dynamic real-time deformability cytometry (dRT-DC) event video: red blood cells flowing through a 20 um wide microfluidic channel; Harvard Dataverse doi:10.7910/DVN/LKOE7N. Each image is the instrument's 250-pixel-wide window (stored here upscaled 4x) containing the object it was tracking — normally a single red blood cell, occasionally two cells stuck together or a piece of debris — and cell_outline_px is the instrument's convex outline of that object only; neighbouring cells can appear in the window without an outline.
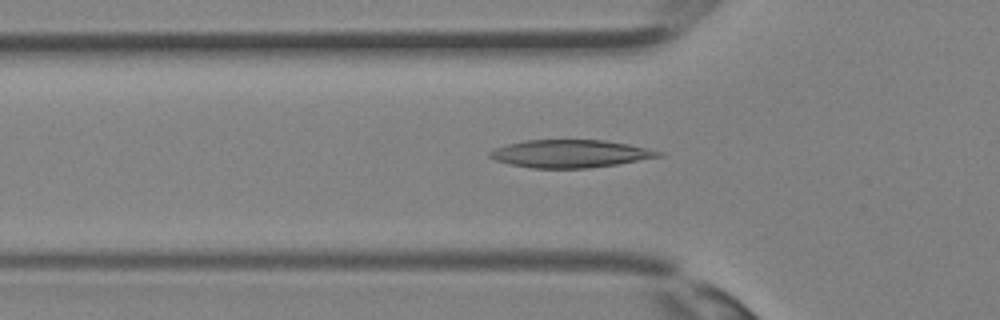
{"species": "Egyptian fruit bat (a non-hibernating species)", "species_latin": "Rousettus aegyptiacus", "temperature_condition": "room temperature", "stored_images_in_passage": 35, "camera_frame_rate_fps": 3000, "um_per_image_px": 0.085, "animal": {"sex": "female"}, "frame": {"image": 1, "passage_image": 12, "time_ms": 3.667, "image_size_px": [1000, 320], "cell_outline_px": [[664, 156], [616, 164], [588, 168], [532, 168], [512, 164], [496, 160], [488, 156], [488, 152], [496, 148], [508, 144], [524, 140], [604, 140], [628, 144], [664, 152]], "centroid_in_image_um": [48.49, 13.06], "position_along_channel_um": 77.3, "area_um2": 27.11}}
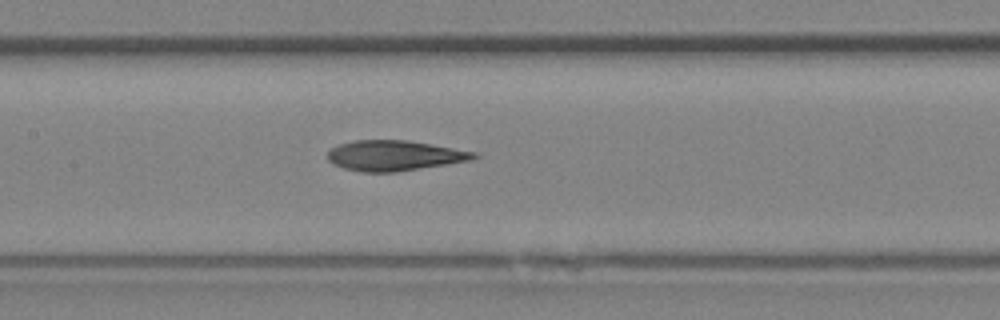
{"frame": {"image": 2, "passage_image": 17, "time_ms": 5.333, "image_size_px": [1000, 320], "cell_outline_px": [[480, 156], [472, 160], [396, 172], [364, 172], [344, 168], [332, 164], [328, 160], [328, 152], [332, 148], [340, 144], [352, 140], [408, 140], [476, 152]], "centroid_in_image_um": [33.52, 13.22], "position_along_channel_um": 173.9, "area_um2": 25.78}}
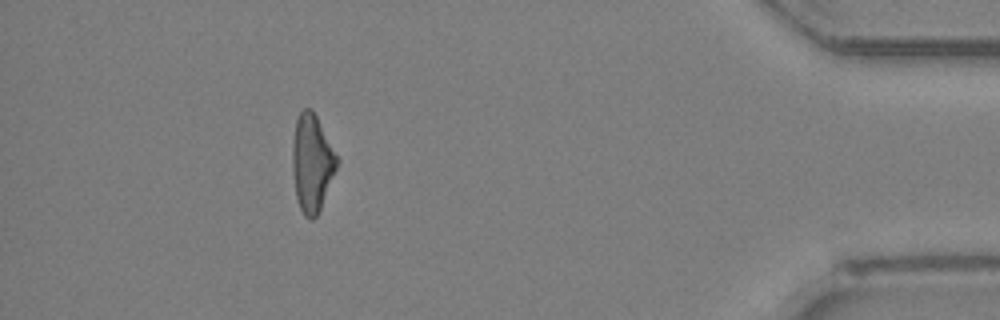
{"frame": {"image": 3, "passage_image": 32, "time_ms": 10.333, "image_size_px": [1000, 320], "cell_outline_px": [[340, 160], [320, 208], [316, 216], [312, 220], [304, 216], [300, 208], [296, 196], [292, 168], [292, 144], [296, 120], [300, 112], [304, 108], [312, 108]], "centroid_in_image_um": [26.51, 13.83], "position_along_channel_um": 408.7, "area_um2": 25.14}}